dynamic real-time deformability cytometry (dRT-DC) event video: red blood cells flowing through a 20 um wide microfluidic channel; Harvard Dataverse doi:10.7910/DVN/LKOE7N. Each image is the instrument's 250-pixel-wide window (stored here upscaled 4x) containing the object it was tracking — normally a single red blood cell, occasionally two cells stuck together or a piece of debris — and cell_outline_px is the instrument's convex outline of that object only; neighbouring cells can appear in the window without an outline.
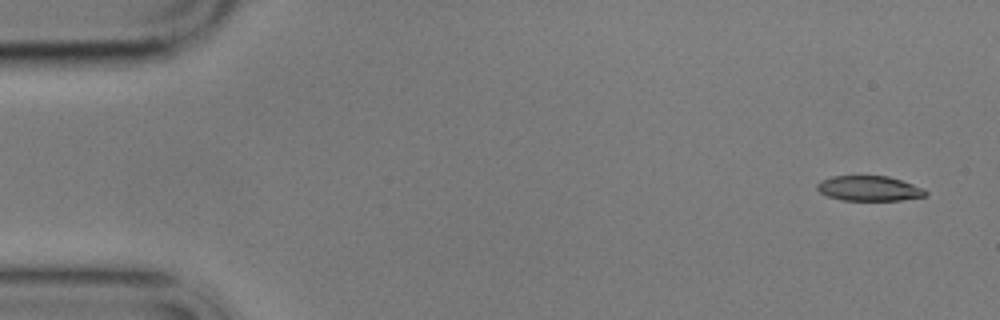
{"species": "common noctule bat (a hibernating species)", "species_latin": "Nyctalus noctula", "temperature_condition": "cold", "stored_images_in_passage": 6, "segment_of_instrument_passage": [1, 2], "camera_frame_rate_fps": 3000, "um_per_image_px": 0.085, "animal": {"sex": "male", "body_mass_g": 17.9}, "frame": {"image": 1, "passage_image": 1, "time_ms": 0.0, "image_size_px": [1000, 320], "cell_outline_px": [[928, 192], [924, 196], [900, 200], [840, 200], [828, 196], [820, 192], [816, 188], [816, 184], [820, 180], [832, 176], [888, 176], [924, 188]], "centroid_in_image_um": [73.84, 16.01], "position_along_channel_um": 11.2, "area_um2": 15.78}}
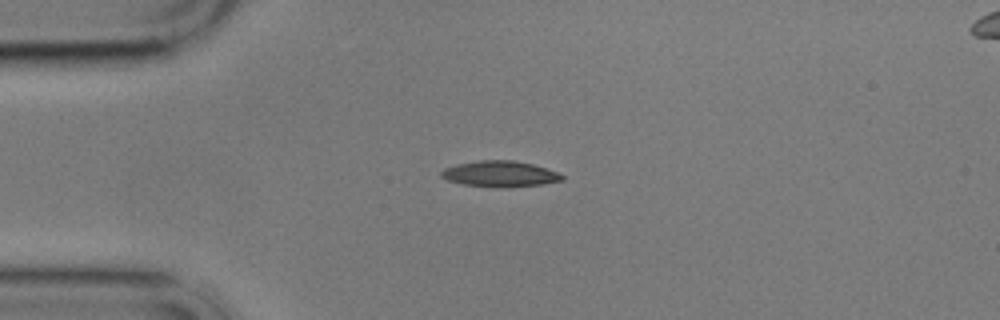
{"frame": {"image": 2, "passage_image": 4, "time_ms": 3.667, "image_size_px": [1000, 320], "cell_outline_px": [[564, 180], [544, 184], [464, 184], [448, 180], [440, 176], [440, 172], [444, 168], [456, 164], [476, 160], [512, 160], [532, 164], [556, 172], [564, 176]], "centroid_in_image_um": [42.45, 14.71], "position_along_channel_um": 42.5, "area_um2": 17.05}}